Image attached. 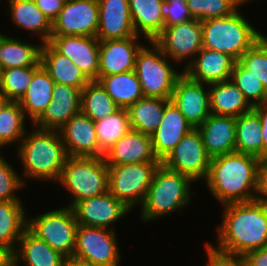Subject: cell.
<instances>
[{
	"label": "cell",
	"mask_w": 267,
	"mask_h": 266,
	"mask_svg": "<svg viewBox=\"0 0 267 266\" xmlns=\"http://www.w3.org/2000/svg\"><path fill=\"white\" fill-rule=\"evenodd\" d=\"M260 172L259 158L235 151L211 158L205 182L222 205L248 202L260 197Z\"/></svg>",
	"instance_id": "6da1fadb"
},
{
	"label": "cell",
	"mask_w": 267,
	"mask_h": 266,
	"mask_svg": "<svg viewBox=\"0 0 267 266\" xmlns=\"http://www.w3.org/2000/svg\"><path fill=\"white\" fill-rule=\"evenodd\" d=\"M224 207L222 224L217 228V248L244 255L248 251L267 247L266 201L259 197Z\"/></svg>",
	"instance_id": "7a4b0ae2"
},
{
	"label": "cell",
	"mask_w": 267,
	"mask_h": 266,
	"mask_svg": "<svg viewBox=\"0 0 267 266\" xmlns=\"http://www.w3.org/2000/svg\"><path fill=\"white\" fill-rule=\"evenodd\" d=\"M35 130L24 135L19 143L17 154L24 166L23 174L26 178L58 182L68 158L59 131Z\"/></svg>",
	"instance_id": "3957f363"
},
{
	"label": "cell",
	"mask_w": 267,
	"mask_h": 266,
	"mask_svg": "<svg viewBox=\"0 0 267 266\" xmlns=\"http://www.w3.org/2000/svg\"><path fill=\"white\" fill-rule=\"evenodd\" d=\"M239 12L237 10L229 16L201 21L203 48L227 54L237 62L264 36Z\"/></svg>",
	"instance_id": "277c9868"
},
{
	"label": "cell",
	"mask_w": 267,
	"mask_h": 266,
	"mask_svg": "<svg viewBox=\"0 0 267 266\" xmlns=\"http://www.w3.org/2000/svg\"><path fill=\"white\" fill-rule=\"evenodd\" d=\"M192 182L189 177L160 164L141 204V220H156L188 205L191 198L189 187Z\"/></svg>",
	"instance_id": "5b68a950"
},
{
	"label": "cell",
	"mask_w": 267,
	"mask_h": 266,
	"mask_svg": "<svg viewBox=\"0 0 267 266\" xmlns=\"http://www.w3.org/2000/svg\"><path fill=\"white\" fill-rule=\"evenodd\" d=\"M58 182L72 195L70 205L108 191V165L104 157L68 156Z\"/></svg>",
	"instance_id": "8992f818"
},
{
	"label": "cell",
	"mask_w": 267,
	"mask_h": 266,
	"mask_svg": "<svg viewBox=\"0 0 267 266\" xmlns=\"http://www.w3.org/2000/svg\"><path fill=\"white\" fill-rule=\"evenodd\" d=\"M149 43L153 50L142 46L137 53L134 68L143 95L171 99L176 80L182 72L175 71L168 62L170 58L153 41Z\"/></svg>",
	"instance_id": "52a82bcc"
},
{
	"label": "cell",
	"mask_w": 267,
	"mask_h": 266,
	"mask_svg": "<svg viewBox=\"0 0 267 266\" xmlns=\"http://www.w3.org/2000/svg\"><path fill=\"white\" fill-rule=\"evenodd\" d=\"M78 225L73 209L68 206L39 214L27 221V228L33 234L69 261L75 250Z\"/></svg>",
	"instance_id": "ba28073f"
},
{
	"label": "cell",
	"mask_w": 267,
	"mask_h": 266,
	"mask_svg": "<svg viewBox=\"0 0 267 266\" xmlns=\"http://www.w3.org/2000/svg\"><path fill=\"white\" fill-rule=\"evenodd\" d=\"M161 162L108 165V191L130 210L142 204Z\"/></svg>",
	"instance_id": "9c48e42d"
},
{
	"label": "cell",
	"mask_w": 267,
	"mask_h": 266,
	"mask_svg": "<svg viewBox=\"0 0 267 266\" xmlns=\"http://www.w3.org/2000/svg\"><path fill=\"white\" fill-rule=\"evenodd\" d=\"M119 253L113 228L78 225L70 262L82 266H119Z\"/></svg>",
	"instance_id": "30bf717a"
},
{
	"label": "cell",
	"mask_w": 267,
	"mask_h": 266,
	"mask_svg": "<svg viewBox=\"0 0 267 266\" xmlns=\"http://www.w3.org/2000/svg\"><path fill=\"white\" fill-rule=\"evenodd\" d=\"M211 157L207 154L202 136L197 128L191 129L175 148L161 161L172 171L189 177L193 182L206 179Z\"/></svg>",
	"instance_id": "8fae6325"
},
{
	"label": "cell",
	"mask_w": 267,
	"mask_h": 266,
	"mask_svg": "<svg viewBox=\"0 0 267 266\" xmlns=\"http://www.w3.org/2000/svg\"><path fill=\"white\" fill-rule=\"evenodd\" d=\"M99 27L98 0H66L52 22V36L96 37Z\"/></svg>",
	"instance_id": "7c38bea8"
},
{
	"label": "cell",
	"mask_w": 267,
	"mask_h": 266,
	"mask_svg": "<svg viewBox=\"0 0 267 266\" xmlns=\"http://www.w3.org/2000/svg\"><path fill=\"white\" fill-rule=\"evenodd\" d=\"M153 42L170 59L180 63L190 58L191 62L203 48L201 21L192 19L172 26H164Z\"/></svg>",
	"instance_id": "4fadbf2b"
},
{
	"label": "cell",
	"mask_w": 267,
	"mask_h": 266,
	"mask_svg": "<svg viewBox=\"0 0 267 266\" xmlns=\"http://www.w3.org/2000/svg\"><path fill=\"white\" fill-rule=\"evenodd\" d=\"M203 85L208 84L192 80L182 72L171 98L193 128H198L211 114L209 90L205 91Z\"/></svg>",
	"instance_id": "5bb4252c"
},
{
	"label": "cell",
	"mask_w": 267,
	"mask_h": 266,
	"mask_svg": "<svg viewBox=\"0 0 267 266\" xmlns=\"http://www.w3.org/2000/svg\"><path fill=\"white\" fill-rule=\"evenodd\" d=\"M58 53L76 64L92 81L97 80L99 71L100 40L91 36H51L48 42Z\"/></svg>",
	"instance_id": "9a60e30c"
},
{
	"label": "cell",
	"mask_w": 267,
	"mask_h": 266,
	"mask_svg": "<svg viewBox=\"0 0 267 266\" xmlns=\"http://www.w3.org/2000/svg\"><path fill=\"white\" fill-rule=\"evenodd\" d=\"M72 209L79 225L101 228L113 225L130 211L109 191L99 196L83 199Z\"/></svg>",
	"instance_id": "2e32d148"
},
{
	"label": "cell",
	"mask_w": 267,
	"mask_h": 266,
	"mask_svg": "<svg viewBox=\"0 0 267 266\" xmlns=\"http://www.w3.org/2000/svg\"><path fill=\"white\" fill-rule=\"evenodd\" d=\"M82 89L55 83L52 91L53 100L33 123L34 127L58 131L74 115L81 112Z\"/></svg>",
	"instance_id": "e0dca14e"
},
{
	"label": "cell",
	"mask_w": 267,
	"mask_h": 266,
	"mask_svg": "<svg viewBox=\"0 0 267 266\" xmlns=\"http://www.w3.org/2000/svg\"><path fill=\"white\" fill-rule=\"evenodd\" d=\"M58 131L68 156L99 157L95 123L87 115H74Z\"/></svg>",
	"instance_id": "ac0fdd59"
},
{
	"label": "cell",
	"mask_w": 267,
	"mask_h": 266,
	"mask_svg": "<svg viewBox=\"0 0 267 266\" xmlns=\"http://www.w3.org/2000/svg\"><path fill=\"white\" fill-rule=\"evenodd\" d=\"M138 37L100 41L98 76L133 71L137 53L143 46L137 43Z\"/></svg>",
	"instance_id": "d6986e66"
},
{
	"label": "cell",
	"mask_w": 267,
	"mask_h": 266,
	"mask_svg": "<svg viewBox=\"0 0 267 266\" xmlns=\"http://www.w3.org/2000/svg\"><path fill=\"white\" fill-rule=\"evenodd\" d=\"M104 159L107 165L160 162L153 149L152 137L133 129L105 152Z\"/></svg>",
	"instance_id": "ffe728a7"
},
{
	"label": "cell",
	"mask_w": 267,
	"mask_h": 266,
	"mask_svg": "<svg viewBox=\"0 0 267 266\" xmlns=\"http://www.w3.org/2000/svg\"><path fill=\"white\" fill-rule=\"evenodd\" d=\"M100 41L125 39L137 35L130 14L129 0H98Z\"/></svg>",
	"instance_id": "44dd1931"
},
{
	"label": "cell",
	"mask_w": 267,
	"mask_h": 266,
	"mask_svg": "<svg viewBox=\"0 0 267 266\" xmlns=\"http://www.w3.org/2000/svg\"><path fill=\"white\" fill-rule=\"evenodd\" d=\"M197 129L211 158L236 151V117L211 113Z\"/></svg>",
	"instance_id": "7402d4cb"
},
{
	"label": "cell",
	"mask_w": 267,
	"mask_h": 266,
	"mask_svg": "<svg viewBox=\"0 0 267 266\" xmlns=\"http://www.w3.org/2000/svg\"><path fill=\"white\" fill-rule=\"evenodd\" d=\"M235 60L227 54L202 48L182 71L192 80L211 84L231 78Z\"/></svg>",
	"instance_id": "603a6c76"
},
{
	"label": "cell",
	"mask_w": 267,
	"mask_h": 266,
	"mask_svg": "<svg viewBox=\"0 0 267 266\" xmlns=\"http://www.w3.org/2000/svg\"><path fill=\"white\" fill-rule=\"evenodd\" d=\"M193 127L187 122L175 103L170 100L164 109L163 118L151 135L155 155L161 162Z\"/></svg>",
	"instance_id": "cb8c5ba5"
},
{
	"label": "cell",
	"mask_w": 267,
	"mask_h": 266,
	"mask_svg": "<svg viewBox=\"0 0 267 266\" xmlns=\"http://www.w3.org/2000/svg\"><path fill=\"white\" fill-rule=\"evenodd\" d=\"M14 252L15 266H66L69 260L26 228ZM20 249V250H19ZM20 259V260H19ZM20 261V262H19Z\"/></svg>",
	"instance_id": "d4e9b609"
},
{
	"label": "cell",
	"mask_w": 267,
	"mask_h": 266,
	"mask_svg": "<svg viewBox=\"0 0 267 266\" xmlns=\"http://www.w3.org/2000/svg\"><path fill=\"white\" fill-rule=\"evenodd\" d=\"M41 64L56 84L84 88L91 81L71 59L58 53L49 43L42 44Z\"/></svg>",
	"instance_id": "484cf974"
},
{
	"label": "cell",
	"mask_w": 267,
	"mask_h": 266,
	"mask_svg": "<svg viewBox=\"0 0 267 266\" xmlns=\"http://www.w3.org/2000/svg\"><path fill=\"white\" fill-rule=\"evenodd\" d=\"M207 86L212 114L238 117L254 108L231 79Z\"/></svg>",
	"instance_id": "4316f807"
},
{
	"label": "cell",
	"mask_w": 267,
	"mask_h": 266,
	"mask_svg": "<svg viewBox=\"0 0 267 266\" xmlns=\"http://www.w3.org/2000/svg\"><path fill=\"white\" fill-rule=\"evenodd\" d=\"M55 82L48 71L40 63L34 66V75L24 96L18 101L24 114L30 115L34 123L45 111L46 107L53 100L52 91Z\"/></svg>",
	"instance_id": "83f0119b"
},
{
	"label": "cell",
	"mask_w": 267,
	"mask_h": 266,
	"mask_svg": "<svg viewBox=\"0 0 267 266\" xmlns=\"http://www.w3.org/2000/svg\"><path fill=\"white\" fill-rule=\"evenodd\" d=\"M11 19L24 30L38 33L42 43H48L52 36V22L38 8L34 0H8Z\"/></svg>",
	"instance_id": "f1b7e54d"
},
{
	"label": "cell",
	"mask_w": 267,
	"mask_h": 266,
	"mask_svg": "<svg viewBox=\"0 0 267 266\" xmlns=\"http://www.w3.org/2000/svg\"><path fill=\"white\" fill-rule=\"evenodd\" d=\"M162 2L163 0H129L131 21L138 36L142 33L148 41H153L164 29Z\"/></svg>",
	"instance_id": "f546056e"
},
{
	"label": "cell",
	"mask_w": 267,
	"mask_h": 266,
	"mask_svg": "<svg viewBox=\"0 0 267 266\" xmlns=\"http://www.w3.org/2000/svg\"><path fill=\"white\" fill-rule=\"evenodd\" d=\"M97 81L120 108L128 109L144 97L134 70L109 76H98Z\"/></svg>",
	"instance_id": "4dcf8cb0"
},
{
	"label": "cell",
	"mask_w": 267,
	"mask_h": 266,
	"mask_svg": "<svg viewBox=\"0 0 267 266\" xmlns=\"http://www.w3.org/2000/svg\"><path fill=\"white\" fill-rule=\"evenodd\" d=\"M41 45L29 44L0 33V65L2 70L32 67L41 63Z\"/></svg>",
	"instance_id": "1f68e13d"
},
{
	"label": "cell",
	"mask_w": 267,
	"mask_h": 266,
	"mask_svg": "<svg viewBox=\"0 0 267 266\" xmlns=\"http://www.w3.org/2000/svg\"><path fill=\"white\" fill-rule=\"evenodd\" d=\"M171 99L143 97L131 105L129 113L130 127L143 134L152 135L163 118L165 105Z\"/></svg>",
	"instance_id": "d6a6232c"
},
{
	"label": "cell",
	"mask_w": 267,
	"mask_h": 266,
	"mask_svg": "<svg viewBox=\"0 0 267 266\" xmlns=\"http://www.w3.org/2000/svg\"><path fill=\"white\" fill-rule=\"evenodd\" d=\"M261 128L259 115L254 110L236 117V152L264 159Z\"/></svg>",
	"instance_id": "836d02e7"
},
{
	"label": "cell",
	"mask_w": 267,
	"mask_h": 266,
	"mask_svg": "<svg viewBox=\"0 0 267 266\" xmlns=\"http://www.w3.org/2000/svg\"><path fill=\"white\" fill-rule=\"evenodd\" d=\"M27 221L20 201L0 202V245L15 252L14 246L18 245L23 231L27 228Z\"/></svg>",
	"instance_id": "e575fe53"
},
{
	"label": "cell",
	"mask_w": 267,
	"mask_h": 266,
	"mask_svg": "<svg viewBox=\"0 0 267 266\" xmlns=\"http://www.w3.org/2000/svg\"><path fill=\"white\" fill-rule=\"evenodd\" d=\"M120 107L97 80L90 81L81 91V112L94 122L115 113Z\"/></svg>",
	"instance_id": "d590c367"
},
{
	"label": "cell",
	"mask_w": 267,
	"mask_h": 266,
	"mask_svg": "<svg viewBox=\"0 0 267 266\" xmlns=\"http://www.w3.org/2000/svg\"><path fill=\"white\" fill-rule=\"evenodd\" d=\"M94 123L99 144V157H104L105 152L131 130L126 108H120L115 113Z\"/></svg>",
	"instance_id": "8d00e7d4"
},
{
	"label": "cell",
	"mask_w": 267,
	"mask_h": 266,
	"mask_svg": "<svg viewBox=\"0 0 267 266\" xmlns=\"http://www.w3.org/2000/svg\"><path fill=\"white\" fill-rule=\"evenodd\" d=\"M25 119L24 111L18 101H10L3 108L0 113V147L23 139L27 133Z\"/></svg>",
	"instance_id": "74e56055"
},
{
	"label": "cell",
	"mask_w": 267,
	"mask_h": 266,
	"mask_svg": "<svg viewBox=\"0 0 267 266\" xmlns=\"http://www.w3.org/2000/svg\"><path fill=\"white\" fill-rule=\"evenodd\" d=\"M33 75L34 66L3 69L0 91L10 101H19L32 82Z\"/></svg>",
	"instance_id": "f35d334b"
},
{
	"label": "cell",
	"mask_w": 267,
	"mask_h": 266,
	"mask_svg": "<svg viewBox=\"0 0 267 266\" xmlns=\"http://www.w3.org/2000/svg\"><path fill=\"white\" fill-rule=\"evenodd\" d=\"M194 19L203 21L232 15L242 0H186Z\"/></svg>",
	"instance_id": "ab89813d"
},
{
	"label": "cell",
	"mask_w": 267,
	"mask_h": 266,
	"mask_svg": "<svg viewBox=\"0 0 267 266\" xmlns=\"http://www.w3.org/2000/svg\"><path fill=\"white\" fill-rule=\"evenodd\" d=\"M230 79L253 107L267 102V90L262 82L238 62L233 66Z\"/></svg>",
	"instance_id": "60d3db41"
},
{
	"label": "cell",
	"mask_w": 267,
	"mask_h": 266,
	"mask_svg": "<svg viewBox=\"0 0 267 266\" xmlns=\"http://www.w3.org/2000/svg\"><path fill=\"white\" fill-rule=\"evenodd\" d=\"M244 69L258 78L267 90V37H261L237 61Z\"/></svg>",
	"instance_id": "b9f144b4"
},
{
	"label": "cell",
	"mask_w": 267,
	"mask_h": 266,
	"mask_svg": "<svg viewBox=\"0 0 267 266\" xmlns=\"http://www.w3.org/2000/svg\"><path fill=\"white\" fill-rule=\"evenodd\" d=\"M22 179L0 155V202L20 200L14 192L24 187L25 183Z\"/></svg>",
	"instance_id": "7bdbcfd3"
},
{
	"label": "cell",
	"mask_w": 267,
	"mask_h": 266,
	"mask_svg": "<svg viewBox=\"0 0 267 266\" xmlns=\"http://www.w3.org/2000/svg\"><path fill=\"white\" fill-rule=\"evenodd\" d=\"M161 14L164 18V26H172L194 19L186 0H163Z\"/></svg>",
	"instance_id": "ee69618b"
},
{
	"label": "cell",
	"mask_w": 267,
	"mask_h": 266,
	"mask_svg": "<svg viewBox=\"0 0 267 266\" xmlns=\"http://www.w3.org/2000/svg\"><path fill=\"white\" fill-rule=\"evenodd\" d=\"M208 263L206 266H246L245 259L242 254H236L214 248L207 243Z\"/></svg>",
	"instance_id": "f6af8a7d"
},
{
	"label": "cell",
	"mask_w": 267,
	"mask_h": 266,
	"mask_svg": "<svg viewBox=\"0 0 267 266\" xmlns=\"http://www.w3.org/2000/svg\"><path fill=\"white\" fill-rule=\"evenodd\" d=\"M44 15L53 22L63 9L66 0H34Z\"/></svg>",
	"instance_id": "bcb514c9"
},
{
	"label": "cell",
	"mask_w": 267,
	"mask_h": 266,
	"mask_svg": "<svg viewBox=\"0 0 267 266\" xmlns=\"http://www.w3.org/2000/svg\"><path fill=\"white\" fill-rule=\"evenodd\" d=\"M243 256L246 266H267V247L248 251Z\"/></svg>",
	"instance_id": "7dc6e473"
},
{
	"label": "cell",
	"mask_w": 267,
	"mask_h": 266,
	"mask_svg": "<svg viewBox=\"0 0 267 266\" xmlns=\"http://www.w3.org/2000/svg\"><path fill=\"white\" fill-rule=\"evenodd\" d=\"M253 110L259 115L262 125V139L264 144V158L267 157V102L257 105Z\"/></svg>",
	"instance_id": "c3c4849f"
},
{
	"label": "cell",
	"mask_w": 267,
	"mask_h": 266,
	"mask_svg": "<svg viewBox=\"0 0 267 266\" xmlns=\"http://www.w3.org/2000/svg\"><path fill=\"white\" fill-rule=\"evenodd\" d=\"M260 198L267 202V157L261 159Z\"/></svg>",
	"instance_id": "681fc988"
},
{
	"label": "cell",
	"mask_w": 267,
	"mask_h": 266,
	"mask_svg": "<svg viewBox=\"0 0 267 266\" xmlns=\"http://www.w3.org/2000/svg\"><path fill=\"white\" fill-rule=\"evenodd\" d=\"M0 266H15L14 251L1 245Z\"/></svg>",
	"instance_id": "f907efd6"
},
{
	"label": "cell",
	"mask_w": 267,
	"mask_h": 266,
	"mask_svg": "<svg viewBox=\"0 0 267 266\" xmlns=\"http://www.w3.org/2000/svg\"><path fill=\"white\" fill-rule=\"evenodd\" d=\"M10 100L0 91V113Z\"/></svg>",
	"instance_id": "816d5d0a"
},
{
	"label": "cell",
	"mask_w": 267,
	"mask_h": 266,
	"mask_svg": "<svg viewBox=\"0 0 267 266\" xmlns=\"http://www.w3.org/2000/svg\"><path fill=\"white\" fill-rule=\"evenodd\" d=\"M66 266H82V265H79V264H76V263H73V262H68L67 264H66Z\"/></svg>",
	"instance_id": "f5cc1de1"
},
{
	"label": "cell",
	"mask_w": 267,
	"mask_h": 266,
	"mask_svg": "<svg viewBox=\"0 0 267 266\" xmlns=\"http://www.w3.org/2000/svg\"><path fill=\"white\" fill-rule=\"evenodd\" d=\"M1 80H2V68H1V65H0V85H1Z\"/></svg>",
	"instance_id": "db71d44e"
}]
</instances>
